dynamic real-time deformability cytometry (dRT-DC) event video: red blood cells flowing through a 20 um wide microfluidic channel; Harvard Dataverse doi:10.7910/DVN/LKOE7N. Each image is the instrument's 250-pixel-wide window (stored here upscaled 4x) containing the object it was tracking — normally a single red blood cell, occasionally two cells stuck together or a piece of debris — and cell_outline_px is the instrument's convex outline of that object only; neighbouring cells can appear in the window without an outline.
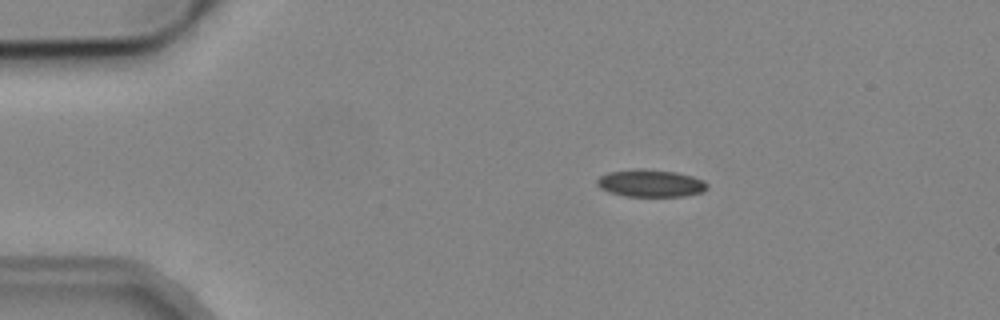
{"species": "common noctule bat (a hibernating species)", "species_latin": "Nyctalus noctula", "temperature_condition": "cold", "stored_images_in_passage": 4, "camera_frame_rate_fps": 3000, "um_per_image_px": 0.085, "animal": {"sex": "male", "body_mass_g": 19.2, "forearm_length_mm": 51.8}, "frame": {"image": 1, "passage_image": 1, "time_ms": 0.0, "image_size_px": [1000, 320], "cell_outline_px": [[708, 188], [704, 192], [684, 196], [624, 196], [608, 192], [600, 188], [596, 184], [596, 180], [600, 176], [608, 172], [636, 168], [644, 168], [676, 172], [692, 176], [704, 180], [708, 184]], "centroid_in_image_um": [55.3, 15.57], "position_along_channel_um": 29.7, "area_um2": 17.86}}